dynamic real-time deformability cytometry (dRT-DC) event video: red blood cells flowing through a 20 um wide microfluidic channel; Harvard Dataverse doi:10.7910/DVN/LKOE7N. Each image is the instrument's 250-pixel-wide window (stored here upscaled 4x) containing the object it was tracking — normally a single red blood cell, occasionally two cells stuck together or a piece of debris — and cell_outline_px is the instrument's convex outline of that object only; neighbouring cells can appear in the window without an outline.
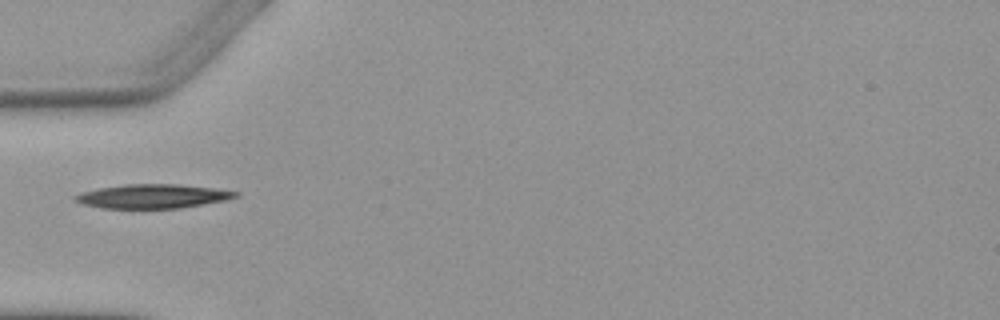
{"species": "Egyptian fruit bat (a non-hibernating species)", "species_latin": "Rousettus aegyptiacus", "temperature_condition": "warm", "stored_images_in_passage": 1, "camera_frame_rate_fps": 3000, "um_per_image_px": 0.085, "animal": {"sex": "female"}, "frame": {"image": 1, "passage_image": 1, "time_ms": 0.0, "image_size_px": [1000, 320], "cell_outline_px": [[240, 196], [228, 200], [180, 208], [100, 208], [84, 204], [72, 200], [72, 196], [80, 192], [100, 188], [128, 184], [180, 184], [216, 188], [240, 192]], "centroid_in_image_um": [13.01, 16.68], "position_along_channel_um": 72.0, "area_um2": 22.72}}